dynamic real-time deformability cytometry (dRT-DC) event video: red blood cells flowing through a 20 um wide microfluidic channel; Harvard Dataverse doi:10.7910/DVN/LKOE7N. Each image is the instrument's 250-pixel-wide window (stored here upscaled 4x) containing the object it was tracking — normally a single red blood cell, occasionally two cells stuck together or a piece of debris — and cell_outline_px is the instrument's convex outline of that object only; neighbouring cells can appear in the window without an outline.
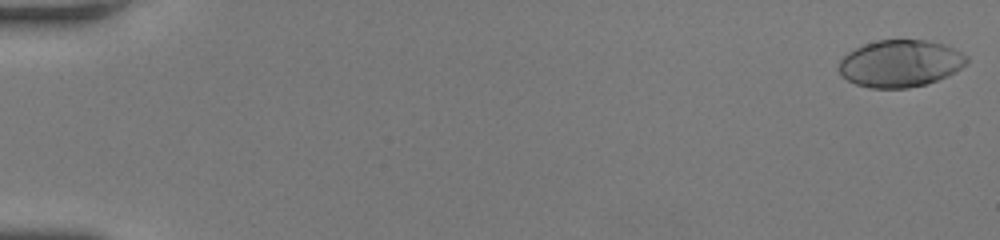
{"species": "human", "species_latin": "Homo sapiens", "temperature_condition": "room temperature", "stored_images_in_passage": 57, "camera_frame_rate_fps": 3000, "um_per_image_px": 0.085, "donor": {"sex": "female"}, "frame": {"image": 1, "passage_image": 1, "time_ms": 0.0, "image_size_px": [1000, 240], "cell_outline_px": [[968, 64], [956, 72], [948, 76], [924, 84], [908, 88], [868, 88], [856, 84], [848, 80], [836, 68], [840, 60], [848, 52], [864, 44], [876, 40], [928, 40], [944, 44], [968, 56]], "centroid_in_image_um": [76.53, 5.39], "position_along_channel_um": 8.5, "area_um2": 35.2}}
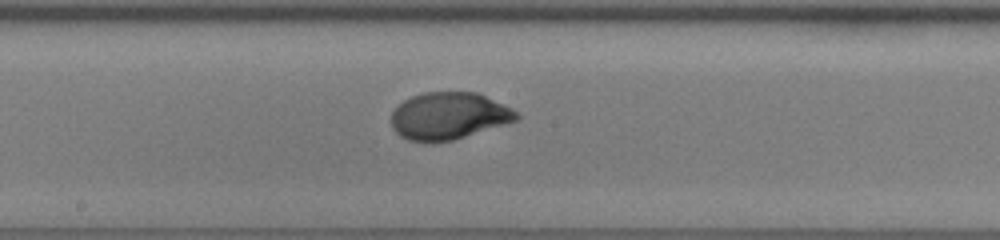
{"frame": {"image": 2, "passage_image": 32, "time_ms": 10.333, "image_size_px": [1000, 240], "cell_outline_px": [[520, 116], [516, 120], [504, 124], [452, 140], [432, 144], [428, 144], [408, 140], [400, 136], [392, 128], [392, 112], [404, 100], [412, 96], [424, 92], [476, 92], [504, 104], [512, 108]], "centroid_in_image_um": [38.11, 9.87], "position_along_channel_um": 210.1, "area_um2": 34.39}}
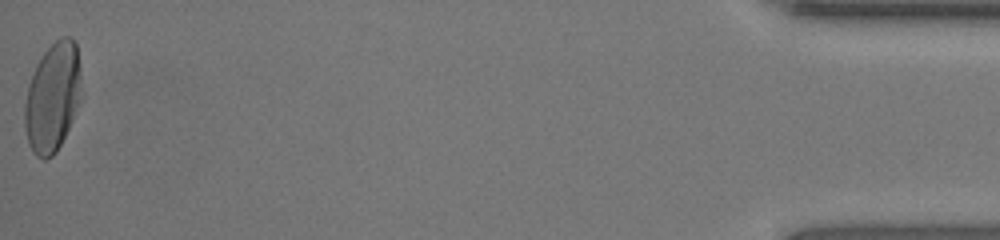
{"frame": {"image": 3, "passage_image": 57, "time_ms": 18.667, "image_size_px": [1000, 240], "cell_outline_px": [[84, 96], [56, 152], [52, 156], [44, 160], [36, 156], [32, 152], [28, 144], [24, 128], [24, 104], [28, 84], [36, 64], [44, 52], [60, 36], [72, 36], [76, 40]], "centroid_in_image_um": [4.49, 8.25], "position_along_channel_um": 430.7, "area_um2": 36.88}, "authors_computed_cell_mechanics": {"area_um2": 34.969, "velocity_mm_per_s": 3.7256, "shape_relaxation_time_tau1_ms": 3.5331, "shape_relaxation_time_tau2_ms": null, "deformation_change_tau1": 0.2009, "deformation_change_tau2": null}}